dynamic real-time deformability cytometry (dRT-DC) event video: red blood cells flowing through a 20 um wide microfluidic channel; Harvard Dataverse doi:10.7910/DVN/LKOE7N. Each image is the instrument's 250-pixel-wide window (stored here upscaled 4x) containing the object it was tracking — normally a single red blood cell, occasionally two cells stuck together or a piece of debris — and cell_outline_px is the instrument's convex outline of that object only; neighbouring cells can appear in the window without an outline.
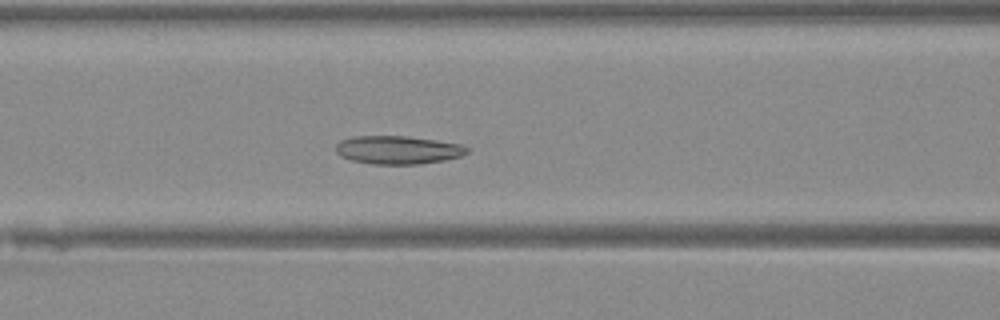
{"species": "Egyptian fruit bat (a non-hibernating species)", "species_latin": "Rousettus aegyptiacus", "temperature_condition": "warm", "stored_images_in_passage": 36, "camera_frame_rate_fps": 3000, "um_per_image_px": 0.085, "animal": {"sex": "female"}, "frame": {"image": 1, "passage_image": 7, "time_ms": 2.0, "image_size_px": [1000, 320], "cell_outline_px": [[468, 152], [460, 156], [444, 160], [420, 164], [372, 164], [352, 160], [340, 156], [336, 152], [336, 144], [340, 140], [352, 136], [404, 136], [460, 144], [468, 148]], "centroid_in_image_um": [33.77, 12.74], "position_along_channel_um": 132.8, "area_um2": 21.44}}
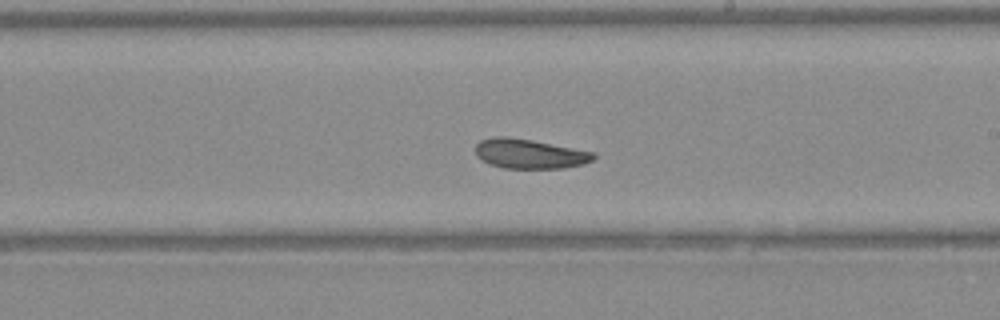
{"frame": {"image": 2, "passage_image": 15, "time_ms": 4.667, "image_size_px": [1000, 320], "cell_outline_px": [[596, 156], [592, 160], [584, 164], [560, 168], [504, 168], [480, 160], [476, 156], [476, 144], [480, 140], [492, 136], [508, 136], [532, 140], [592, 152]], "centroid_in_image_um": [44.95, 13.06], "position_along_channel_um": 244.0, "area_um2": 20.23}}
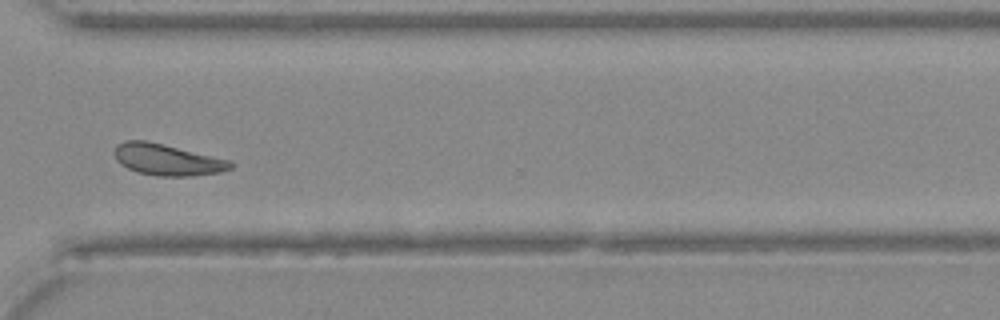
{"frame": {"image": 3, "passage_image": 23, "time_ms": 7.333, "image_size_px": [1000, 320], "cell_outline_px": [[236, 164], [232, 168], [220, 172], [192, 176], [156, 176], [136, 172], [120, 164], [116, 160], [116, 144], [124, 140], [144, 140], [164, 144], [228, 160]], "centroid_in_image_um": [14.2, 13.58], "position_along_channel_um": 356.4, "area_um2": 21.15}}